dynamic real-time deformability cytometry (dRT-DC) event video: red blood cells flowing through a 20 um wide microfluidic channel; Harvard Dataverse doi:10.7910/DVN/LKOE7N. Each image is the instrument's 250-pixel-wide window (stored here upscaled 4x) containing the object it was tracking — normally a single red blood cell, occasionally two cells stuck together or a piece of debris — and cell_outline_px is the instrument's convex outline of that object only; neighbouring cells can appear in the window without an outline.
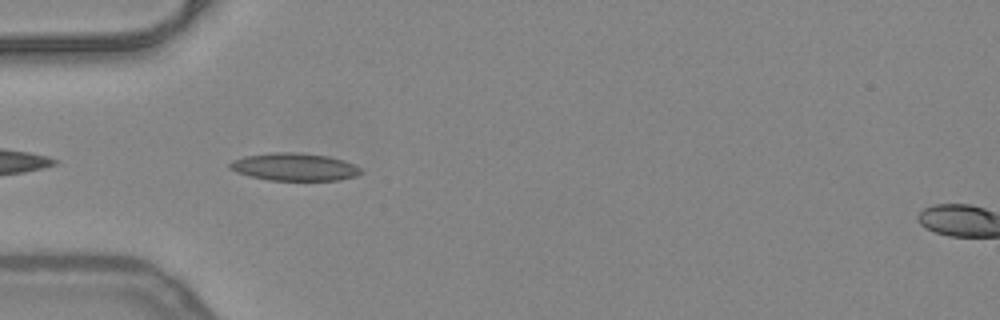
{"species": "common noctule bat (a hibernating species)", "species_latin": "Nyctalus noctula", "temperature_condition": "warm", "stored_images_in_passage": 7, "camera_frame_rate_fps": 3000, "um_per_image_px": 0.085, "animal": {"sex": "female", "body_mass_g": 24.6, "forearm_length_mm": 56.2}, "frame": {"image": 1, "passage_image": 3, "time_ms": 0.667, "image_size_px": [1000, 320], "cell_outline_px": [[364, 172], [356, 176], [340, 180], [268, 180], [236, 172], [228, 168], [228, 164], [232, 160], [244, 156], [272, 152], [296, 152], [328, 156], [344, 160], [360, 168]], "centroid_in_image_um": [25.01, 14.18], "position_along_channel_um": 60.0, "area_um2": 21.15}}